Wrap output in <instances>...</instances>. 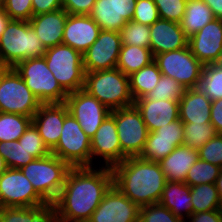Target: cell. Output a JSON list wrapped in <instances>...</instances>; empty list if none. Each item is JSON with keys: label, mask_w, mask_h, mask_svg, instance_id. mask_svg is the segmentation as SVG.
<instances>
[{"label": "cell", "mask_w": 222, "mask_h": 222, "mask_svg": "<svg viewBox=\"0 0 222 222\" xmlns=\"http://www.w3.org/2000/svg\"><path fill=\"white\" fill-rule=\"evenodd\" d=\"M46 50L29 21L10 20L0 37V66L15 67L20 61L44 56Z\"/></svg>", "instance_id": "cell-3"}, {"label": "cell", "mask_w": 222, "mask_h": 222, "mask_svg": "<svg viewBox=\"0 0 222 222\" xmlns=\"http://www.w3.org/2000/svg\"><path fill=\"white\" fill-rule=\"evenodd\" d=\"M162 73L157 64L152 61L149 65L129 76L130 92L135 100L144 97L157 85Z\"/></svg>", "instance_id": "cell-30"}, {"label": "cell", "mask_w": 222, "mask_h": 222, "mask_svg": "<svg viewBox=\"0 0 222 222\" xmlns=\"http://www.w3.org/2000/svg\"><path fill=\"white\" fill-rule=\"evenodd\" d=\"M186 220H189L188 222H222V214L220 209L192 213Z\"/></svg>", "instance_id": "cell-49"}, {"label": "cell", "mask_w": 222, "mask_h": 222, "mask_svg": "<svg viewBox=\"0 0 222 222\" xmlns=\"http://www.w3.org/2000/svg\"><path fill=\"white\" fill-rule=\"evenodd\" d=\"M141 112L148 132H154L159 127L179 119V102L175 100H152L141 97L134 101Z\"/></svg>", "instance_id": "cell-22"}, {"label": "cell", "mask_w": 222, "mask_h": 222, "mask_svg": "<svg viewBox=\"0 0 222 222\" xmlns=\"http://www.w3.org/2000/svg\"><path fill=\"white\" fill-rule=\"evenodd\" d=\"M158 9L153 0H137L132 20L151 26L159 19Z\"/></svg>", "instance_id": "cell-44"}, {"label": "cell", "mask_w": 222, "mask_h": 222, "mask_svg": "<svg viewBox=\"0 0 222 222\" xmlns=\"http://www.w3.org/2000/svg\"><path fill=\"white\" fill-rule=\"evenodd\" d=\"M3 10L11 20L29 21L33 16L32 0H4Z\"/></svg>", "instance_id": "cell-45"}, {"label": "cell", "mask_w": 222, "mask_h": 222, "mask_svg": "<svg viewBox=\"0 0 222 222\" xmlns=\"http://www.w3.org/2000/svg\"><path fill=\"white\" fill-rule=\"evenodd\" d=\"M210 116L216 132L222 134V99L212 101Z\"/></svg>", "instance_id": "cell-50"}, {"label": "cell", "mask_w": 222, "mask_h": 222, "mask_svg": "<svg viewBox=\"0 0 222 222\" xmlns=\"http://www.w3.org/2000/svg\"><path fill=\"white\" fill-rule=\"evenodd\" d=\"M113 184L139 207L159 203L167 182L159 162L128 157L115 165Z\"/></svg>", "instance_id": "cell-2"}, {"label": "cell", "mask_w": 222, "mask_h": 222, "mask_svg": "<svg viewBox=\"0 0 222 222\" xmlns=\"http://www.w3.org/2000/svg\"><path fill=\"white\" fill-rule=\"evenodd\" d=\"M180 145H183V141L155 140V131L149 132L144 149L139 157L144 160L160 162Z\"/></svg>", "instance_id": "cell-35"}, {"label": "cell", "mask_w": 222, "mask_h": 222, "mask_svg": "<svg viewBox=\"0 0 222 222\" xmlns=\"http://www.w3.org/2000/svg\"><path fill=\"white\" fill-rule=\"evenodd\" d=\"M96 0H62V8L68 14L89 15Z\"/></svg>", "instance_id": "cell-47"}, {"label": "cell", "mask_w": 222, "mask_h": 222, "mask_svg": "<svg viewBox=\"0 0 222 222\" xmlns=\"http://www.w3.org/2000/svg\"><path fill=\"white\" fill-rule=\"evenodd\" d=\"M3 6H4V0H0V10L3 9Z\"/></svg>", "instance_id": "cell-56"}, {"label": "cell", "mask_w": 222, "mask_h": 222, "mask_svg": "<svg viewBox=\"0 0 222 222\" xmlns=\"http://www.w3.org/2000/svg\"><path fill=\"white\" fill-rule=\"evenodd\" d=\"M0 155L7 167L14 169H21L34 159L18 140L0 142Z\"/></svg>", "instance_id": "cell-36"}, {"label": "cell", "mask_w": 222, "mask_h": 222, "mask_svg": "<svg viewBox=\"0 0 222 222\" xmlns=\"http://www.w3.org/2000/svg\"><path fill=\"white\" fill-rule=\"evenodd\" d=\"M122 45L150 47V26L135 22H127L120 30Z\"/></svg>", "instance_id": "cell-38"}, {"label": "cell", "mask_w": 222, "mask_h": 222, "mask_svg": "<svg viewBox=\"0 0 222 222\" xmlns=\"http://www.w3.org/2000/svg\"><path fill=\"white\" fill-rule=\"evenodd\" d=\"M199 88L211 100L222 99V69L212 64H204Z\"/></svg>", "instance_id": "cell-33"}, {"label": "cell", "mask_w": 222, "mask_h": 222, "mask_svg": "<svg viewBox=\"0 0 222 222\" xmlns=\"http://www.w3.org/2000/svg\"><path fill=\"white\" fill-rule=\"evenodd\" d=\"M183 145L198 150L217 132L211 123H183Z\"/></svg>", "instance_id": "cell-34"}, {"label": "cell", "mask_w": 222, "mask_h": 222, "mask_svg": "<svg viewBox=\"0 0 222 222\" xmlns=\"http://www.w3.org/2000/svg\"><path fill=\"white\" fill-rule=\"evenodd\" d=\"M48 204L34 189L21 169L8 168L0 176V208Z\"/></svg>", "instance_id": "cell-12"}, {"label": "cell", "mask_w": 222, "mask_h": 222, "mask_svg": "<svg viewBox=\"0 0 222 222\" xmlns=\"http://www.w3.org/2000/svg\"><path fill=\"white\" fill-rule=\"evenodd\" d=\"M83 90L97 98L110 111L134 105L129 76L118 68L85 72Z\"/></svg>", "instance_id": "cell-4"}, {"label": "cell", "mask_w": 222, "mask_h": 222, "mask_svg": "<svg viewBox=\"0 0 222 222\" xmlns=\"http://www.w3.org/2000/svg\"><path fill=\"white\" fill-rule=\"evenodd\" d=\"M9 15L2 9L0 10V37L2 36V33L4 32L7 24L10 22Z\"/></svg>", "instance_id": "cell-52"}, {"label": "cell", "mask_w": 222, "mask_h": 222, "mask_svg": "<svg viewBox=\"0 0 222 222\" xmlns=\"http://www.w3.org/2000/svg\"><path fill=\"white\" fill-rule=\"evenodd\" d=\"M162 75L173 78L185 89L198 88L203 64L192 54L189 46L154 55Z\"/></svg>", "instance_id": "cell-11"}, {"label": "cell", "mask_w": 222, "mask_h": 222, "mask_svg": "<svg viewBox=\"0 0 222 222\" xmlns=\"http://www.w3.org/2000/svg\"><path fill=\"white\" fill-rule=\"evenodd\" d=\"M193 213L220 209L221 198L215 183L200 184L190 187Z\"/></svg>", "instance_id": "cell-31"}, {"label": "cell", "mask_w": 222, "mask_h": 222, "mask_svg": "<svg viewBox=\"0 0 222 222\" xmlns=\"http://www.w3.org/2000/svg\"><path fill=\"white\" fill-rule=\"evenodd\" d=\"M139 222H187L159 203L145 205L139 209Z\"/></svg>", "instance_id": "cell-41"}, {"label": "cell", "mask_w": 222, "mask_h": 222, "mask_svg": "<svg viewBox=\"0 0 222 222\" xmlns=\"http://www.w3.org/2000/svg\"><path fill=\"white\" fill-rule=\"evenodd\" d=\"M8 169L5 160L0 155V176Z\"/></svg>", "instance_id": "cell-54"}, {"label": "cell", "mask_w": 222, "mask_h": 222, "mask_svg": "<svg viewBox=\"0 0 222 222\" xmlns=\"http://www.w3.org/2000/svg\"><path fill=\"white\" fill-rule=\"evenodd\" d=\"M41 104L14 67L0 69V112L33 118Z\"/></svg>", "instance_id": "cell-7"}, {"label": "cell", "mask_w": 222, "mask_h": 222, "mask_svg": "<svg viewBox=\"0 0 222 222\" xmlns=\"http://www.w3.org/2000/svg\"><path fill=\"white\" fill-rule=\"evenodd\" d=\"M213 64L222 69V50Z\"/></svg>", "instance_id": "cell-55"}, {"label": "cell", "mask_w": 222, "mask_h": 222, "mask_svg": "<svg viewBox=\"0 0 222 222\" xmlns=\"http://www.w3.org/2000/svg\"><path fill=\"white\" fill-rule=\"evenodd\" d=\"M189 38L180 23L159 18L150 26V50L152 55L175 51L188 46Z\"/></svg>", "instance_id": "cell-21"}, {"label": "cell", "mask_w": 222, "mask_h": 222, "mask_svg": "<svg viewBox=\"0 0 222 222\" xmlns=\"http://www.w3.org/2000/svg\"><path fill=\"white\" fill-rule=\"evenodd\" d=\"M137 0H96L89 16L101 30L120 32L132 20Z\"/></svg>", "instance_id": "cell-17"}, {"label": "cell", "mask_w": 222, "mask_h": 222, "mask_svg": "<svg viewBox=\"0 0 222 222\" xmlns=\"http://www.w3.org/2000/svg\"><path fill=\"white\" fill-rule=\"evenodd\" d=\"M52 205L0 208V222H51Z\"/></svg>", "instance_id": "cell-28"}, {"label": "cell", "mask_w": 222, "mask_h": 222, "mask_svg": "<svg viewBox=\"0 0 222 222\" xmlns=\"http://www.w3.org/2000/svg\"><path fill=\"white\" fill-rule=\"evenodd\" d=\"M184 91L185 87H183L173 78L161 75L154 89L150 91L148 94H146L144 97L146 99H152V100L162 99V100H175L179 102L183 96Z\"/></svg>", "instance_id": "cell-39"}, {"label": "cell", "mask_w": 222, "mask_h": 222, "mask_svg": "<svg viewBox=\"0 0 222 222\" xmlns=\"http://www.w3.org/2000/svg\"><path fill=\"white\" fill-rule=\"evenodd\" d=\"M71 167L54 154L35 158L21 171L36 192L50 205L58 198Z\"/></svg>", "instance_id": "cell-5"}, {"label": "cell", "mask_w": 222, "mask_h": 222, "mask_svg": "<svg viewBox=\"0 0 222 222\" xmlns=\"http://www.w3.org/2000/svg\"><path fill=\"white\" fill-rule=\"evenodd\" d=\"M100 31L99 25L89 15L68 14L62 44L83 55L97 40Z\"/></svg>", "instance_id": "cell-19"}, {"label": "cell", "mask_w": 222, "mask_h": 222, "mask_svg": "<svg viewBox=\"0 0 222 222\" xmlns=\"http://www.w3.org/2000/svg\"><path fill=\"white\" fill-rule=\"evenodd\" d=\"M211 103L199 87L185 89L179 101V119L183 123H211Z\"/></svg>", "instance_id": "cell-24"}, {"label": "cell", "mask_w": 222, "mask_h": 222, "mask_svg": "<svg viewBox=\"0 0 222 222\" xmlns=\"http://www.w3.org/2000/svg\"><path fill=\"white\" fill-rule=\"evenodd\" d=\"M69 113L78 121L85 134L92 138L110 110L85 90L68 93L65 100Z\"/></svg>", "instance_id": "cell-13"}, {"label": "cell", "mask_w": 222, "mask_h": 222, "mask_svg": "<svg viewBox=\"0 0 222 222\" xmlns=\"http://www.w3.org/2000/svg\"><path fill=\"white\" fill-rule=\"evenodd\" d=\"M14 68L42 104L65 103L68 93L57 82L43 56L20 61Z\"/></svg>", "instance_id": "cell-6"}, {"label": "cell", "mask_w": 222, "mask_h": 222, "mask_svg": "<svg viewBox=\"0 0 222 222\" xmlns=\"http://www.w3.org/2000/svg\"><path fill=\"white\" fill-rule=\"evenodd\" d=\"M68 13L62 8L57 11L32 16L30 25L46 49L62 44Z\"/></svg>", "instance_id": "cell-23"}, {"label": "cell", "mask_w": 222, "mask_h": 222, "mask_svg": "<svg viewBox=\"0 0 222 222\" xmlns=\"http://www.w3.org/2000/svg\"><path fill=\"white\" fill-rule=\"evenodd\" d=\"M100 157L103 158L104 164L101 165L104 167L113 168L121 163V144L115 118L111 114L104 119L91 138V167H94L93 160Z\"/></svg>", "instance_id": "cell-16"}, {"label": "cell", "mask_w": 222, "mask_h": 222, "mask_svg": "<svg viewBox=\"0 0 222 222\" xmlns=\"http://www.w3.org/2000/svg\"><path fill=\"white\" fill-rule=\"evenodd\" d=\"M221 169L217 165L198 159L189 169L185 183L190 187L207 183L214 184Z\"/></svg>", "instance_id": "cell-37"}, {"label": "cell", "mask_w": 222, "mask_h": 222, "mask_svg": "<svg viewBox=\"0 0 222 222\" xmlns=\"http://www.w3.org/2000/svg\"><path fill=\"white\" fill-rule=\"evenodd\" d=\"M68 113L65 103L41 104L32 118V124L50 150L60 139L64 118Z\"/></svg>", "instance_id": "cell-18"}, {"label": "cell", "mask_w": 222, "mask_h": 222, "mask_svg": "<svg viewBox=\"0 0 222 222\" xmlns=\"http://www.w3.org/2000/svg\"><path fill=\"white\" fill-rule=\"evenodd\" d=\"M190 186L185 182L167 181L159 204L174 213L175 216L187 219L193 213Z\"/></svg>", "instance_id": "cell-26"}, {"label": "cell", "mask_w": 222, "mask_h": 222, "mask_svg": "<svg viewBox=\"0 0 222 222\" xmlns=\"http://www.w3.org/2000/svg\"><path fill=\"white\" fill-rule=\"evenodd\" d=\"M220 212L222 214V198H221Z\"/></svg>", "instance_id": "cell-57"}, {"label": "cell", "mask_w": 222, "mask_h": 222, "mask_svg": "<svg viewBox=\"0 0 222 222\" xmlns=\"http://www.w3.org/2000/svg\"><path fill=\"white\" fill-rule=\"evenodd\" d=\"M199 159L222 168V134L217 133L198 149Z\"/></svg>", "instance_id": "cell-43"}, {"label": "cell", "mask_w": 222, "mask_h": 222, "mask_svg": "<svg viewBox=\"0 0 222 222\" xmlns=\"http://www.w3.org/2000/svg\"><path fill=\"white\" fill-rule=\"evenodd\" d=\"M18 141L20 144H23L24 148L34 159L44 158L51 154V150L44 143L38 130L33 124L28 127Z\"/></svg>", "instance_id": "cell-40"}, {"label": "cell", "mask_w": 222, "mask_h": 222, "mask_svg": "<svg viewBox=\"0 0 222 222\" xmlns=\"http://www.w3.org/2000/svg\"><path fill=\"white\" fill-rule=\"evenodd\" d=\"M214 19L212 10L203 0H187L180 25L185 35L190 38Z\"/></svg>", "instance_id": "cell-27"}, {"label": "cell", "mask_w": 222, "mask_h": 222, "mask_svg": "<svg viewBox=\"0 0 222 222\" xmlns=\"http://www.w3.org/2000/svg\"><path fill=\"white\" fill-rule=\"evenodd\" d=\"M198 159V150L180 145L159 164L167 181L185 182L189 169Z\"/></svg>", "instance_id": "cell-25"}, {"label": "cell", "mask_w": 222, "mask_h": 222, "mask_svg": "<svg viewBox=\"0 0 222 222\" xmlns=\"http://www.w3.org/2000/svg\"><path fill=\"white\" fill-rule=\"evenodd\" d=\"M71 167L52 204L54 222H88L104 194L113 185L112 168Z\"/></svg>", "instance_id": "cell-1"}, {"label": "cell", "mask_w": 222, "mask_h": 222, "mask_svg": "<svg viewBox=\"0 0 222 222\" xmlns=\"http://www.w3.org/2000/svg\"><path fill=\"white\" fill-rule=\"evenodd\" d=\"M212 10L216 19L222 20V0H203Z\"/></svg>", "instance_id": "cell-51"}, {"label": "cell", "mask_w": 222, "mask_h": 222, "mask_svg": "<svg viewBox=\"0 0 222 222\" xmlns=\"http://www.w3.org/2000/svg\"><path fill=\"white\" fill-rule=\"evenodd\" d=\"M188 46L203 65L214 63L222 50V20L215 18L205 25L189 38Z\"/></svg>", "instance_id": "cell-20"}, {"label": "cell", "mask_w": 222, "mask_h": 222, "mask_svg": "<svg viewBox=\"0 0 222 222\" xmlns=\"http://www.w3.org/2000/svg\"><path fill=\"white\" fill-rule=\"evenodd\" d=\"M33 16L62 9V0H32Z\"/></svg>", "instance_id": "cell-48"}, {"label": "cell", "mask_w": 222, "mask_h": 222, "mask_svg": "<svg viewBox=\"0 0 222 222\" xmlns=\"http://www.w3.org/2000/svg\"><path fill=\"white\" fill-rule=\"evenodd\" d=\"M31 124V117L0 112V142L18 140Z\"/></svg>", "instance_id": "cell-32"}, {"label": "cell", "mask_w": 222, "mask_h": 222, "mask_svg": "<svg viewBox=\"0 0 222 222\" xmlns=\"http://www.w3.org/2000/svg\"><path fill=\"white\" fill-rule=\"evenodd\" d=\"M184 126L180 119L155 130V140L183 141Z\"/></svg>", "instance_id": "cell-46"}, {"label": "cell", "mask_w": 222, "mask_h": 222, "mask_svg": "<svg viewBox=\"0 0 222 222\" xmlns=\"http://www.w3.org/2000/svg\"><path fill=\"white\" fill-rule=\"evenodd\" d=\"M57 82L72 93L84 87L83 55L70 46L60 44L48 48L43 56Z\"/></svg>", "instance_id": "cell-8"}, {"label": "cell", "mask_w": 222, "mask_h": 222, "mask_svg": "<svg viewBox=\"0 0 222 222\" xmlns=\"http://www.w3.org/2000/svg\"><path fill=\"white\" fill-rule=\"evenodd\" d=\"M51 153L70 167H91V138L70 113L64 118L60 139Z\"/></svg>", "instance_id": "cell-9"}, {"label": "cell", "mask_w": 222, "mask_h": 222, "mask_svg": "<svg viewBox=\"0 0 222 222\" xmlns=\"http://www.w3.org/2000/svg\"><path fill=\"white\" fill-rule=\"evenodd\" d=\"M215 185L218 190V194H219L220 198H222V169L219 173L218 178L216 179Z\"/></svg>", "instance_id": "cell-53"}, {"label": "cell", "mask_w": 222, "mask_h": 222, "mask_svg": "<svg viewBox=\"0 0 222 222\" xmlns=\"http://www.w3.org/2000/svg\"><path fill=\"white\" fill-rule=\"evenodd\" d=\"M110 114L116 122L121 144V162L128 157H138L144 149L149 133L141 112L133 105L112 110Z\"/></svg>", "instance_id": "cell-10"}, {"label": "cell", "mask_w": 222, "mask_h": 222, "mask_svg": "<svg viewBox=\"0 0 222 222\" xmlns=\"http://www.w3.org/2000/svg\"><path fill=\"white\" fill-rule=\"evenodd\" d=\"M158 9L159 17L161 19L175 21L180 23L182 21L187 0H153Z\"/></svg>", "instance_id": "cell-42"}, {"label": "cell", "mask_w": 222, "mask_h": 222, "mask_svg": "<svg viewBox=\"0 0 222 222\" xmlns=\"http://www.w3.org/2000/svg\"><path fill=\"white\" fill-rule=\"evenodd\" d=\"M154 61L150 48L138 47L135 45H122L116 68L125 75L139 71L141 68Z\"/></svg>", "instance_id": "cell-29"}, {"label": "cell", "mask_w": 222, "mask_h": 222, "mask_svg": "<svg viewBox=\"0 0 222 222\" xmlns=\"http://www.w3.org/2000/svg\"><path fill=\"white\" fill-rule=\"evenodd\" d=\"M121 46L119 32L101 30L97 40L83 54L84 71L95 72L116 68Z\"/></svg>", "instance_id": "cell-14"}, {"label": "cell", "mask_w": 222, "mask_h": 222, "mask_svg": "<svg viewBox=\"0 0 222 222\" xmlns=\"http://www.w3.org/2000/svg\"><path fill=\"white\" fill-rule=\"evenodd\" d=\"M139 209L113 184L88 222H139Z\"/></svg>", "instance_id": "cell-15"}]
</instances>
